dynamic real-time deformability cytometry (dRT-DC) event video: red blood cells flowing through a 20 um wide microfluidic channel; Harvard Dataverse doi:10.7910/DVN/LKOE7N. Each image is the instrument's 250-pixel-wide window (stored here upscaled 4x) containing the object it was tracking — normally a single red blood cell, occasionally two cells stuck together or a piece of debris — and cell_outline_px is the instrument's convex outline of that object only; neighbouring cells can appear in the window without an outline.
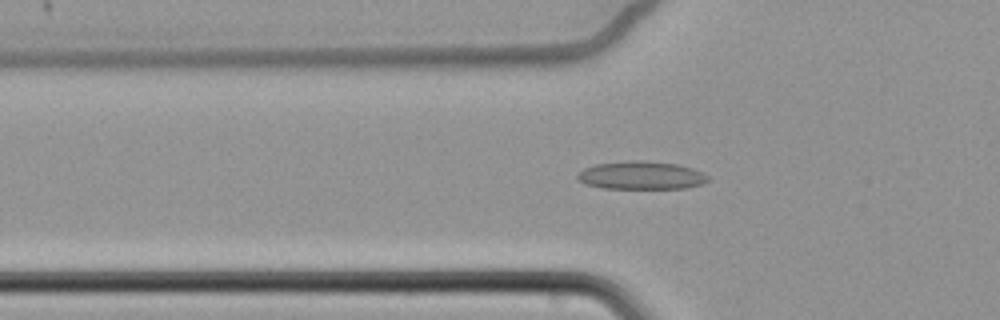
{"species": "common noctule bat (a hibernating species)", "species_latin": "Nyctalus noctula", "temperature_condition": "cold", "stored_images_in_passage": 65, "camera_frame_rate_fps": 3000, "um_per_image_px": 0.085, "animal": {"sex": "female", "body_mass_g": 22.7, "forearm_length_mm": 54.2}, "frame": {"image": 1, "passage_image": 25, "time_ms": 8.0, "image_size_px": [1000, 320], "cell_outline_px": [[708, 180], [700, 184], [688, 188], [604, 188], [584, 184], [576, 176], [584, 168], [596, 164], [636, 160], [676, 164], [692, 168], [708, 176]], "centroid_in_image_um": [54.48, 14.91], "position_along_channel_um": 71.3, "area_um2": 20.98}}
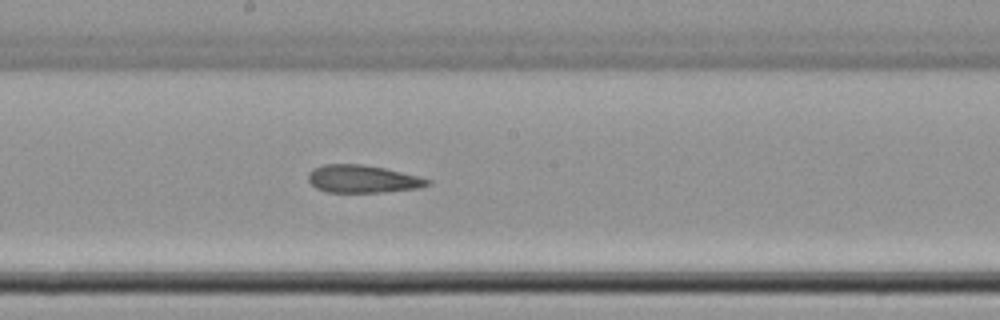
{"frame": {"image": 2, "passage_image": 38, "time_ms": 12.333, "image_size_px": [1000, 320], "cell_outline_px": [[432, 184], [420, 188], [384, 192], [328, 192], [316, 188], [308, 180], [308, 172], [312, 168], [324, 164], [360, 164], [384, 168], [432, 180]], "centroid_in_image_um": [30.81, 15.21], "position_along_channel_um": 217.4, "area_um2": 19.25}}
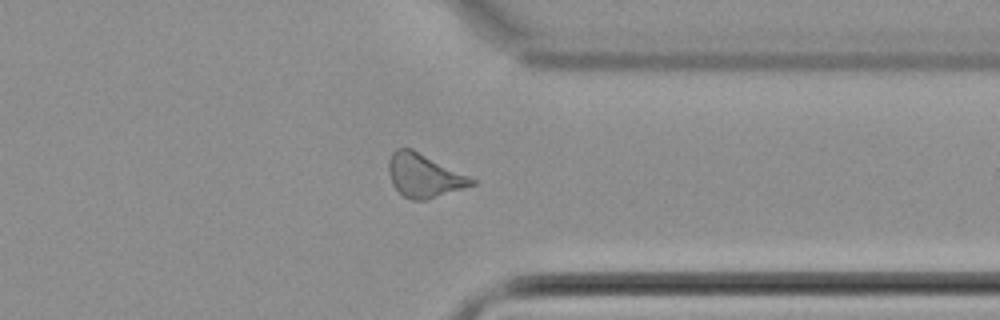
{"frame": {"image": 3, "passage_image": 52, "time_ms": 17.0, "image_size_px": [1000, 320], "cell_outline_px": [[476, 184], [424, 200], [412, 200], [404, 196], [392, 184], [388, 172], [388, 160], [392, 152], [396, 148], [412, 148], [476, 180]], "centroid_in_image_um": [36.0, 14.9], "position_along_channel_um": 375.4, "area_um2": 20.75}, "authors_computed_cell_mechanics": {"area_um2": 20.9236, "velocity_mm_per_s": 3.4238, "shape_relaxation_time_tau1_ms": null, "shape_relaxation_time_tau2_ms": 9.4364, "deformation_change_tau1": null, "deformation_change_tau2": 0.1727}}